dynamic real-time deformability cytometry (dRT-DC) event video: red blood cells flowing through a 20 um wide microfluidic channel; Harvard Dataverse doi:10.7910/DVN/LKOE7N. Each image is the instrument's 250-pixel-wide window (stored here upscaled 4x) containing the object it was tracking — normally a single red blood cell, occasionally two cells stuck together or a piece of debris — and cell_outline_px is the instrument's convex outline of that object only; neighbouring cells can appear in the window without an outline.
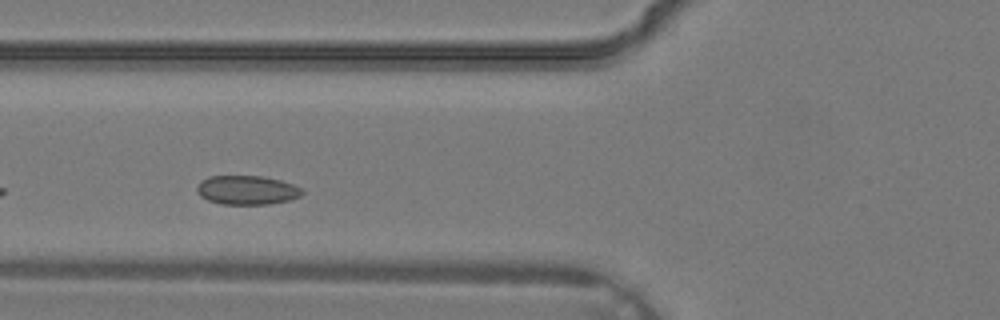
{"species": "common noctule bat (a hibernating species)", "species_latin": "Nyctalus noctula", "temperature_condition": "warm", "stored_images_in_passage": 25, "camera_frame_rate_fps": 3000, "um_per_image_px": 0.085, "animal": {"sex": "male", "body_mass_g": 19.2, "forearm_length_mm": 51.8}, "frame": {"image": 1, "passage_image": 4, "time_ms": 1.0, "image_size_px": [1000, 320], "cell_outline_px": [[304, 192], [300, 196], [288, 200], [268, 204], [220, 204], [208, 200], [200, 196], [196, 192], [196, 188], [200, 180], [208, 176], [264, 176], [280, 180], [292, 184], [300, 188]], "centroid_in_image_um": [20.94, 16.15], "position_along_channel_um": 104.9, "area_um2": 17.86}}
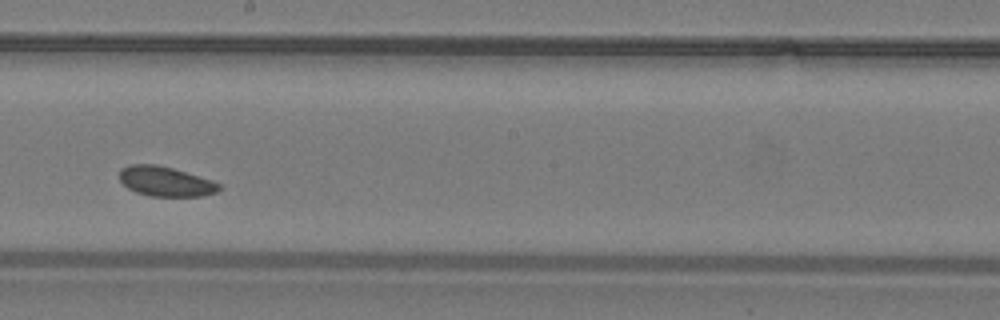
{"frame": {"image": 2, "passage_image": 11, "time_ms": 3.333, "image_size_px": [1000, 320], "cell_outline_px": [[220, 188], [216, 192], [204, 196], [148, 196], [136, 192], [128, 188], [120, 180], [120, 168], [128, 164], [156, 164], [172, 168], [212, 180], [220, 184]], "centroid_in_image_um": [14.05, 15.42], "position_along_channel_um": 234.2, "area_um2": 17.28}}
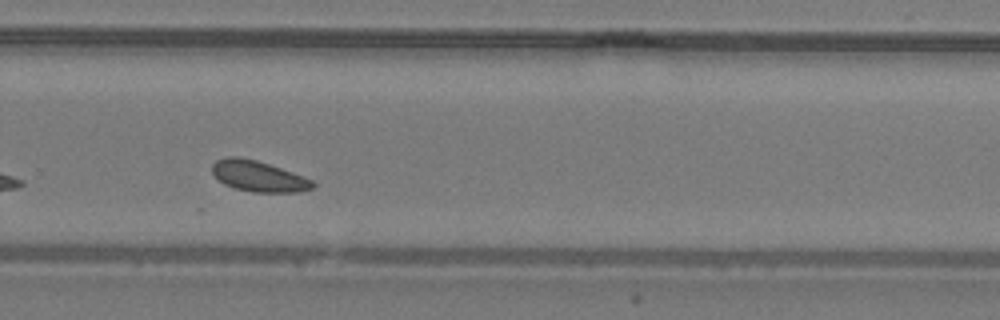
{"frame": {"image": 3, "passage_image": 15, "time_ms": 4.667, "image_size_px": [1000, 320], "cell_outline_px": [[316, 184], [312, 188], [300, 192], [252, 192], [236, 188], [224, 184], [212, 172], [212, 164], [216, 160], [228, 156], [240, 156], [256, 160], [304, 176], [312, 180]], "centroid_in_image_um": [21.97, 14.97], "position_along_channel_um": 307.8, "area_um2": 17.98}}